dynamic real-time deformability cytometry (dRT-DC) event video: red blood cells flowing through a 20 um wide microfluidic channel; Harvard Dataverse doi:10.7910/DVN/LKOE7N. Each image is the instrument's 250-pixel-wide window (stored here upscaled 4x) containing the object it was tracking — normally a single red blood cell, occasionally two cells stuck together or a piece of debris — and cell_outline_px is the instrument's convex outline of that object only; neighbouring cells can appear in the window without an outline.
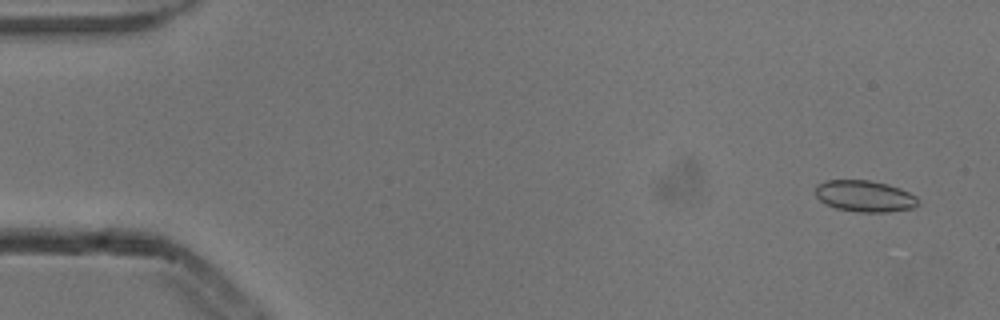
{"species": "common noctule bat (a hibernating species)", "species_latin": "Nyctalus noctula", "temperature_condition": "cold", "stored_images_in_passage": 6, "camera_frame_rate_fps": 3000, "um_per_image_px": 0.085, "animal": {"sex": "male", "body_mass_g": 13.3}, "frame": {"image": 1, "passage_image": 1, "time_ms": 0.0, "image_size_px": [1000, 320], "cell_outline_px": [[920, 204], [912, 208], [888, 212], [856, 212], [836, 208], [820, 200], [816, 196], [816, 184], [828, 180], [868, 180], [888, 184], [900, 188], [916, 196], [920, 200]], "centroid_in_image_um": [73.53, 16.67], "position_along_channel_um": 11.5, "area_um2": 18.84}}
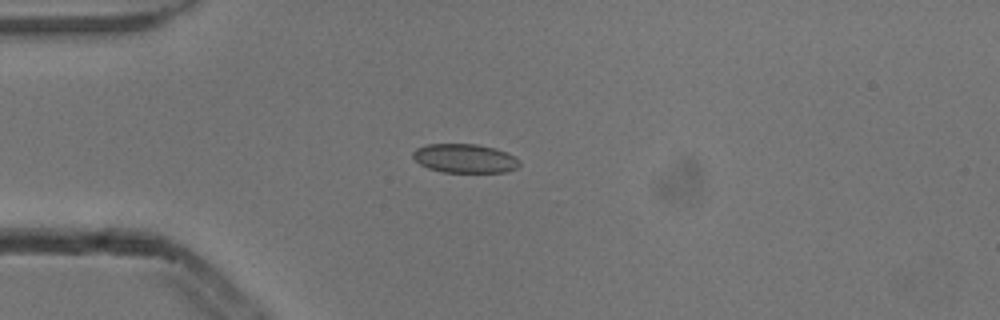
{"frame": {"image": 2, "passage_image": 4, "time_ms": 1.0, "image_size_px": [1000, 320], "cell_outline_px": [[520, 164], [516, 168], [508, 172], [444, 172], [428, 168], [420, 164], [412, 156], [412, 152], [416, 148], [428, 144], [476, 144], [496, 148], [516, 156], [520, 160]], "centroid_in_image_um": [39.53, 13.46], "position_along_channel_um": 45.5, "area_um2": 18.09}}
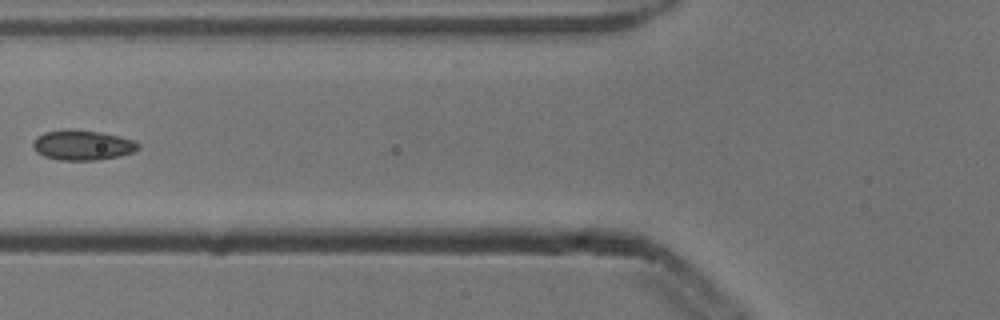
{"frame": {"image": 3, "passage_image": 6, "time_ms": 1.667, "image_size_px": [1000, 320], "cell_outline_px": [[140, 148], [132, 152], [120, 156], [96, 160], [60, 160], [44, 156], [36, 152], [32, 144], [36, 136], [44, 132], [64, 128], [68, 128], [100, 132], [120, 136], [136, 140], [140, 144]], "centroid_in_image_um": [7.01, 12.32], "position_along_channel_um": 118.8, "area_um2": 18.73}}